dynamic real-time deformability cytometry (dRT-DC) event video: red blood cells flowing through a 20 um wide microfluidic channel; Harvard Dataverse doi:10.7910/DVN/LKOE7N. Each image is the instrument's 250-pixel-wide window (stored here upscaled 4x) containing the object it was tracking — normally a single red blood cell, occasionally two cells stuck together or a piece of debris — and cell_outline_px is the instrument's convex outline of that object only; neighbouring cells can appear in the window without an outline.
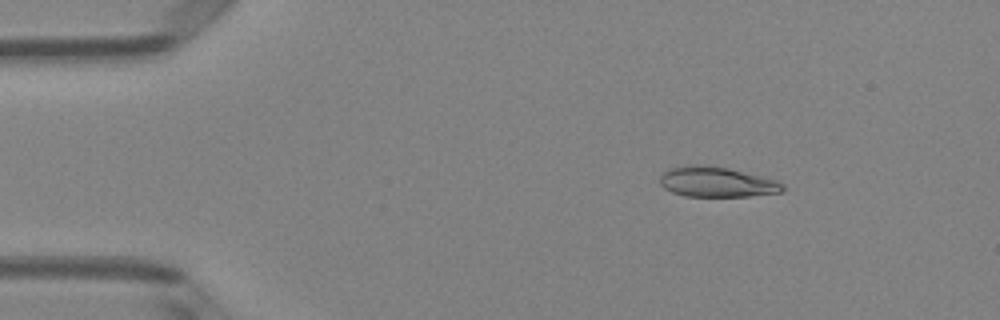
{"species": "Egyptian fruit bat (a non-hibernating species)", "species_latin": "Rousettus aegyptiacus", "temperature_condition": "room temperature", "stored_images_in_passage": 51, "camera_frame_rate_fps": 3000, "um_per_image_px": 0.085, "animal": {"sex": "female"}, "frame": {"image": 1, "passage_image": 8, "time_ms": 2.333, "image_size_px": [1000, 320], "cell_outline_px": [[784, 192], [748, 196], [684, 196], [672, 192], [664, 188], [660, 184], [660, 176], [664, 172], [672, 168], [692, 164], [696, 164], [728, 168], [776, 180], [784, 184]], "centroid_in_image_um": [60.93, 15.48], "position_along_channel_um": 24.1, "area_um2": 21.44}}
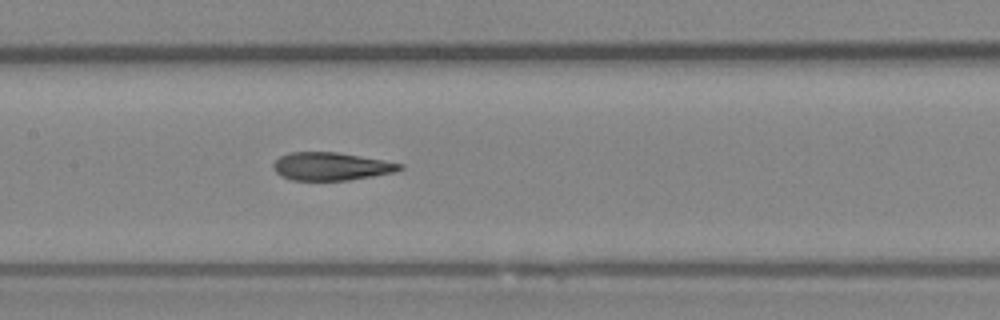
{"frame": {"image": 2, "passage_image": 25, "time_ms": 8.0, "image_size_px": [1000, 320], "cell_outline_px": [[404, 168], [396, 172], [348, 180], [292, 180], [280, 176], [272, 168], [272, 164], [280, 156], [288, 152], [336, 152], [360, 156], [404, 164]], "centroid_in_image_um": [28.13, 14.14], "position_along_channel_um": 179.3, "area_um2": 20.63}}
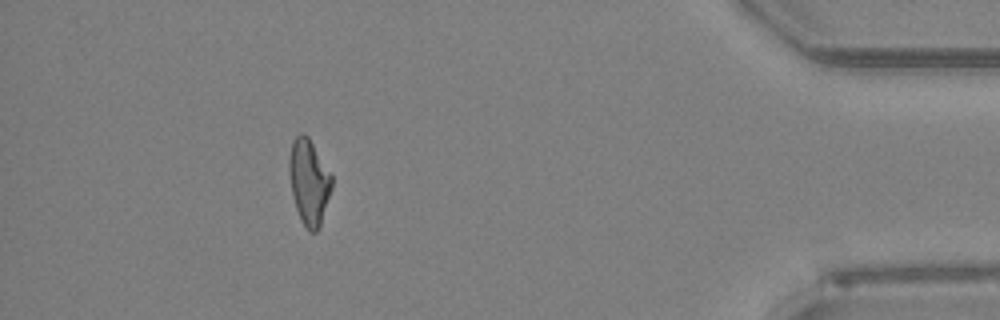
{"frame": {"image": 3, "passage_image": 46, "time_ms": 15.0, "image_size_px": [1000, 320], "cell_outline_px": [[332, 188], [320, 224], [316, 232], [308, 232], [300, 220], [292, 196], [288, 168], [288, 156], [292, 140], [300, 132], [304, 132], [308, 136], [332, 176]], "centroid_in_image_um": [26.23, 15.44], "position_along_channel_um": 409.0, "area_um2": 21.33}, "authors_computed_cell_mechanics": {"area_um2": 21.4438, "velocity_mm_per_s": 4.0429, "shape_relaxation_time_tau1_ms": 5.4256, "shape_relaxation_time_tau2_ms": 1.7021, "deformation_change_tau1": 0.2101, "deformation_change_tau2": 0.1042}}